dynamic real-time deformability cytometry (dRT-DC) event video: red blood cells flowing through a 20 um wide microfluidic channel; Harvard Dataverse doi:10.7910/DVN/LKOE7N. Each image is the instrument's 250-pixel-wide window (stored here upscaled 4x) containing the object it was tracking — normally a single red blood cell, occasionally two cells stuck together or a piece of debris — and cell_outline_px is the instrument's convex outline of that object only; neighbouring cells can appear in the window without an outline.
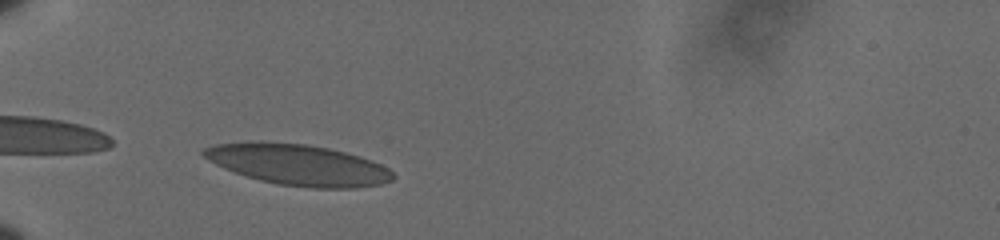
{"species": "human", "species_latin": "Homo sapiens", "temperature_condition": "cold", "stored_images_in_passage": 33, "camera_frame_rate_fps": 3000, "um_per_image_px": 0.085, "donor": {"sex": "male"}, "frame": {"image": 1, "passage_image": 1, "time_ms": 0.0, "image_size_px": [1000, 240], "cell_outline_px": [[396, 176], [392, 180], [380, 184], [356, 188], [312, 188], [280, 184], [260, 180], [224, 168], [208, 160], [200, 152], [204, 148], [216, 144], [260, 140], [304, 144], [328, 148], [360, 156], [372, 160], [388, 168]], "centroid_in_image_um": [25.34, 13.99], "position_along_channel_um": 59.7, "area_um2": 45.14}}
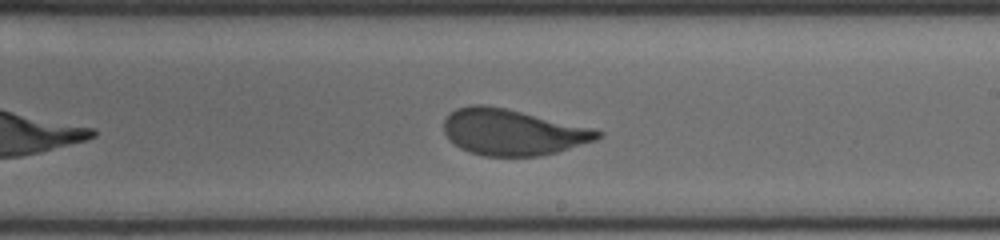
{"frame": {"image": 2, "passage_image": 18, "time_ms": 5.667, "image_size_px": [1000, 240], "cell_outline_px": [[604, 136], [596, 140], [556, 152], [540, 156], [484, 156], [468, 152], [460, 148], [448, 140], [444, 132], [444, 120], [456, 108], [472, 104], [484, 104], [504, 108], [596, 128], [604, 132]], "centroid_in_image_um": [43.59, 11.23], "position_along_channel_um": 245.4, "area_um2": 41.56}}
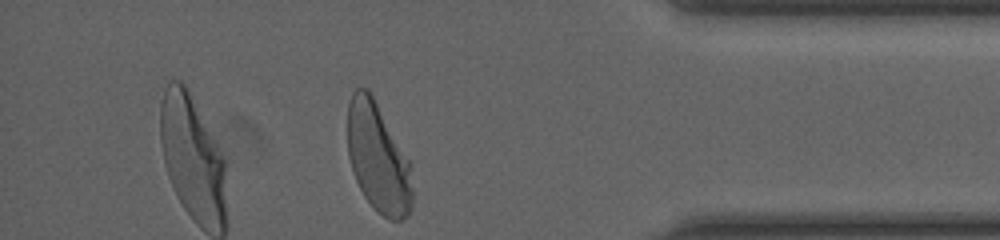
{"frame": {"image": 3, "passage_image": 33, "time_ms": 10.667, "image_size_px": [1000, 240], "cell_outline_px": [[412, 208], [408, 216], [400, 220], [388, 220], [376, 212], [372, 208], [364, 196], [356, 180], [348, 156], [348, 100], [352, 92], [356, 88], [368, 88], [408, 160], [412, 188]], "centroid_in_image_um": [32.11, 13.46], "position_along_channel_um": 403.1, "area_um2": 40.98}, "authors_computed_cell_mechanics": {"area_um2": 41.905, "velocity_mm_per_s": 3.5839, "shape_relaxation_time_tau1_ms": 4.4562, "shape_relaxation_time_tau2_ms": null, "deformation_change_tau1": 0.1583, "deformation_change_tau2": null}}